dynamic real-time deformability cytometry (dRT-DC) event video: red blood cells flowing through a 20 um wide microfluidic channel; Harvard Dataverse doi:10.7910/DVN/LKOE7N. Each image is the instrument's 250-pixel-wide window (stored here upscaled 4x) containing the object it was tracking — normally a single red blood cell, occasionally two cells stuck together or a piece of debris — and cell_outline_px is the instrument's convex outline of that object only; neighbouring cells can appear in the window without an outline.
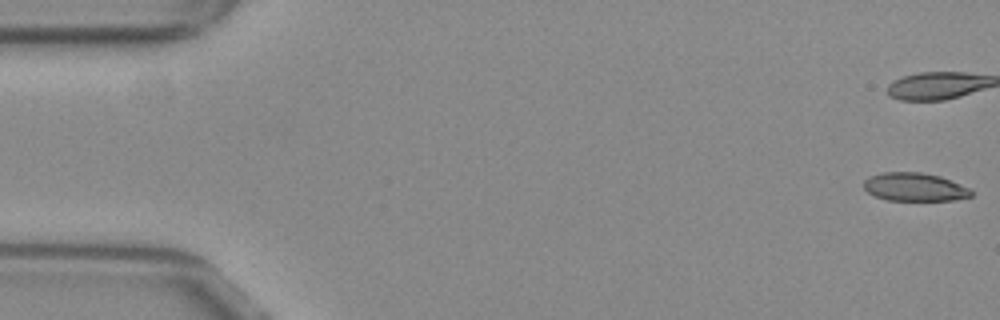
{"species": "common noctule bat (a hibernating species)", "species_latin": "Nyctalus noctula", "temperature_condition": "warm", "stored_images_in_passage": 8, "camera_frame_rate_fps": 3000, "um_per_image_px": 0.085, "animal": {"sex": "female", "body_mass_g": 29.2, "forearm_length_mm": 56.3}, "frame": {"image": 1, "passage_image": 1, "time_ms": 0.0, "image_size_px": [1000, 320], "cell_outline_px": [[972, 196], [952, 200], [888, 200], [876, 196], [868, 192], [864, 188], [864, 180], [872, 176], [884, 172], [920, 172], [940, 176], [968, 188], [972, 192]], "centroid_in_image_um": [77.73, 15.89], "position_along_channel_um": 7.3, "area_um2": 17.4}}